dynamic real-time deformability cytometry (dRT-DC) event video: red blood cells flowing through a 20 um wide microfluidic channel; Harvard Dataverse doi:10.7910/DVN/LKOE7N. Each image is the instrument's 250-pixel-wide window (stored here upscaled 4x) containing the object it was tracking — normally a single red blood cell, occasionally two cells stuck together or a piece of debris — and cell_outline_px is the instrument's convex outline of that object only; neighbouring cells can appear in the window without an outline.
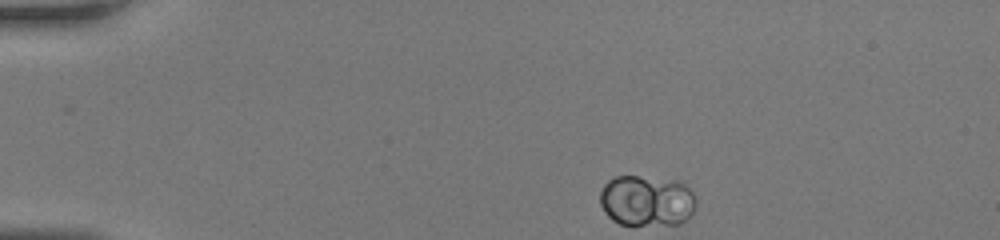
{"species": "human", "species_latin": "Homo sapiens", "temperature_condition": "room temperature", "stored_images_in_passage": 38, "camera_frame_rate_fps": 3000, "um_per_image_px": 0.085, "donor": {"sex": "female"}, "frame": {"image": 1, "passage_image": 1, "time_ms": 0.0, "image_size_px": [1000, 240], "cell_outline_px": [[696, 204], [692, 212], [680, 224], [620, 224], [612, 220], [608, 216], [600, 204], [600, 192], [604, 184], [608, 180], [616, 176], [636, 176], [680, 180], [692, 192], [696, 200]], "centroid_in_image_um": [54.96, 17.04], "position_along_channel_um": 30.0, "area_um2": 28.5}}
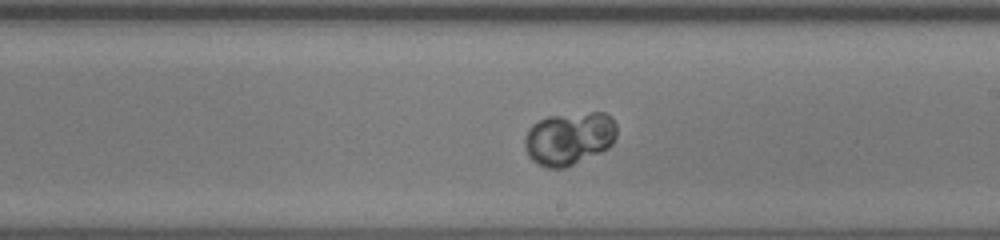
{"frame": {"image": 2, "passage_image": 20, "time_ms": 6.333, "image_size_px": [1000, 240], "cell_outline_px": [[616, 136], [612, 144], [608, 148], [600, 152], [564, 168], [548, 168], [532, 160], [528, 156], [524, 148], [524, 140], [528, 128], [532, 124], [548, 116], [592, 112], [604, 112], [616, 124]], "centroid_in_image_um": [48.36, 11.76], "position_along_channel_um": 240.6, "area_um2": 28.32}}
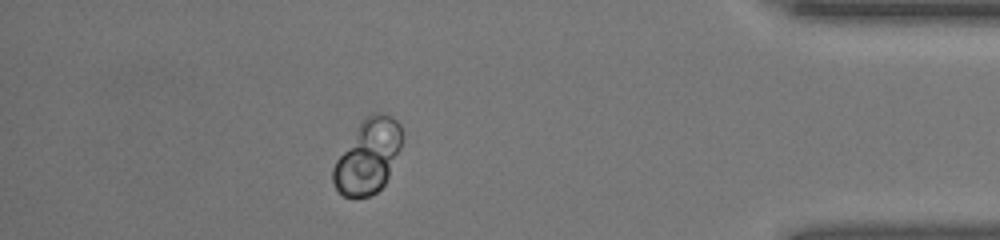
{"frame": {"image": 3, "passage_image": 33, "time_ms": 10.667, "image_size_px": [1000, 240], "cell_outline_px": [[400, 148], [388, 176], [384, 184], [372, 196], [344, 196], [336, 188], [332, 180], [332, 168], [336, 160], [364, 116], [372, 112], [380, 112], [392, 116], [400, 124]], "centroid_in_image_um": [31.26, 13.27], "position_along_channel_um": 403.9, "area_um2": 29.25}}